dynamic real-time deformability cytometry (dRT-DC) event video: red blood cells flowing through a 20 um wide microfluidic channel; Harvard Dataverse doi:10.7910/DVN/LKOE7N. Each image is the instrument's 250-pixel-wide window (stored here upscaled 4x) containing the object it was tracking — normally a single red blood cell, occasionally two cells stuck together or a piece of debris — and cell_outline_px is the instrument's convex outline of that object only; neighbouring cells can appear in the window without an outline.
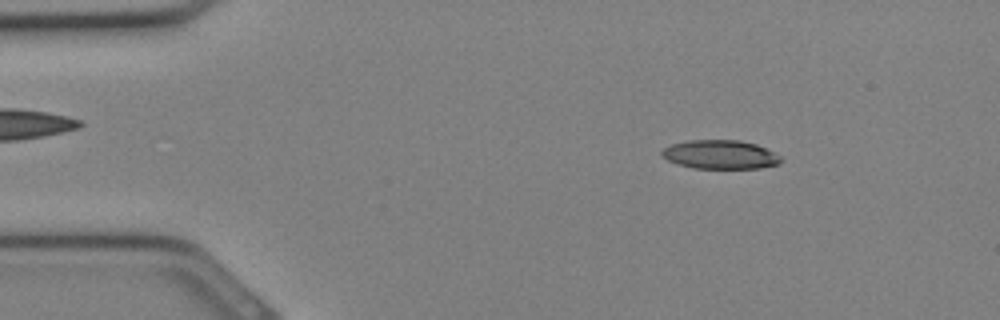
{"species": "Egyptian fruit bat (a non-hibernating species)", "species_latin": "Rousettus aegyptiacus", "temperature_condition": "cold", "stored_images_in_passage": 31, "camera_frame_rate_fps": 3000, "um_per_image_px": 0.085, "animal": {"sex": "female"}, "frame": {"image": 1, "passage_image": 4, "time_ms": 1.0, "image_size_px": [1000, 320], "cell_outline_px": [[784, 160], [780, 164], [760, 168], [692, 168], [668, 160], [660, 152], [664, 148], [672, 144], [688, 140], [740, 140], [756, 144], [780, 156]], "centroid_in_image_um": [61.25, 13.14], "position_along_channel_um": 23.7, "area_um2": 19.88}}
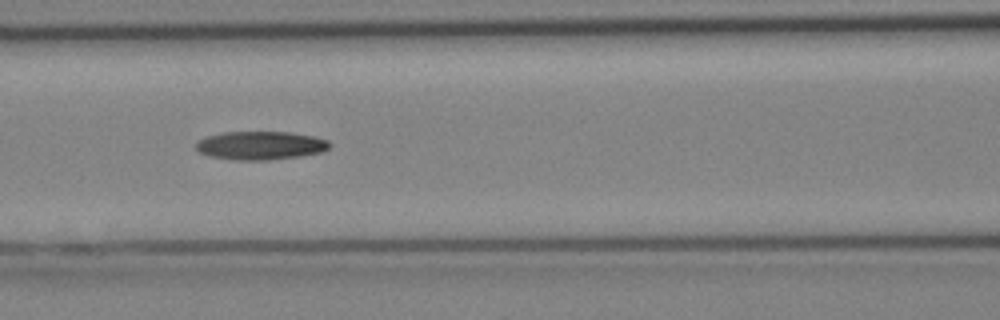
{"frame": {"image": 2, "passage_image": 13, "time_ms": 4.0, "image_size_px": [1000, 320], "cell_outline_px": [[332, 144], [324, 152], [300, 156], [268, 160], [236, 160], [212, 156], [200, 152], [196, 148], [196, 144], [200, 140], [208, 136], [224, 132], [288, 132], [312, 136], [328, 140]], "centroid_in_image_um": [22.19, 12.37], "position_along_channel_um": 144.4, "area_um2": 21.96}}
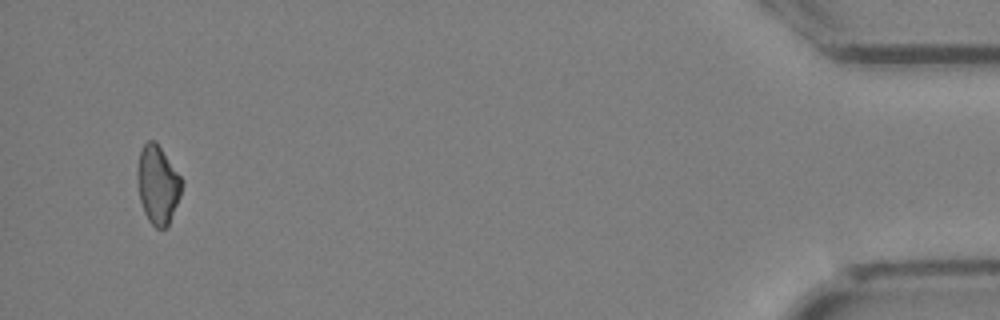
{"frame": {"image": 3, "passage_image": 30, "time_ms": 9.667, "image_size_px": [1000, 320], "cell_outline_px": [[180, 196], [168, 224], [164, 228], [156, 228], [148, 220], [144, 212], [140, 200], [136, 180], [136, 172], [140, 152], [144, 144], [148, 140], [152, 140], [160, 148], [180, 176]], "centroid_in_image_um": [13.36, 15.71], "position_along_channel_um": 421.8, "area_um2": 19.71}}